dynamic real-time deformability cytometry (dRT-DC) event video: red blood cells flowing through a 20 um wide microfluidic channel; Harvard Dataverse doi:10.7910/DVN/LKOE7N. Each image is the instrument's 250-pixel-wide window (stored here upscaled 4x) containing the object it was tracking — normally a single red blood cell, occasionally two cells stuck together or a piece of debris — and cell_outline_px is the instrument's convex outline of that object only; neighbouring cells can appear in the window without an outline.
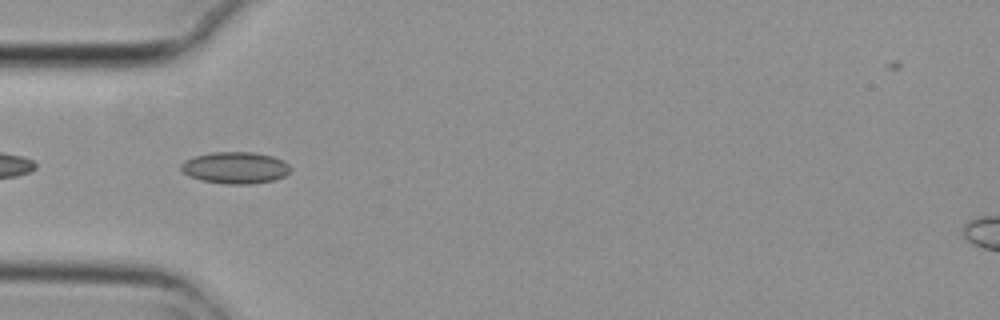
{"species": "common noctule bat (a hibernating species)", "species_latin": "Nyctalus noctula", "temperature_condition": "cold", "stored_images_in_passage": 5, "camera_frame_rate_fps": 3000, "um_per_image_px": 0.085, "animal": {"sex": "female", "body_mass_g": 29.2, "forearm_length_mm": 56.3}, "frame": {"image": 1, "passage_image": 3, "time_ms": 0.667, "image_size_px": [1000, 320], "cell_outline_px": [[292, 168], [284, 176], [272, 180], [248, 184], [228, 184], [200, 180], [188, 176], [180, 168], [180, 164], [184, 160], [192, 156], [212, 152], [252, 152], [272, 156], [284, 160]], "centroid_in_image_um": [19.96, 14.24], "position_along_channel_um": 65.0, "area_um2": 20.29}}
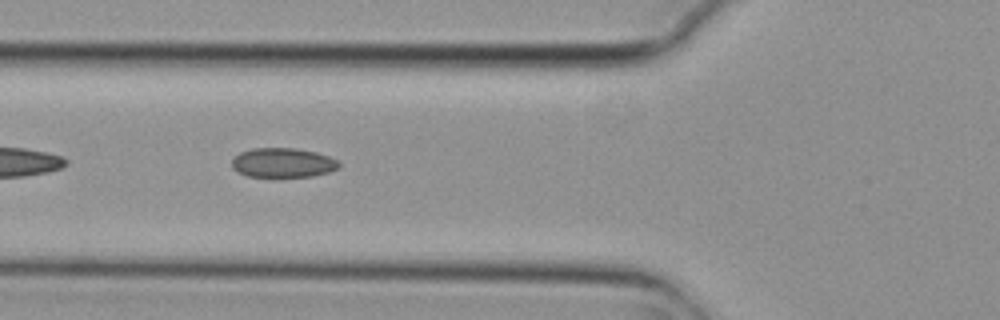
{"frame": {"image": 2, "passage_image": 4, "time_ms": 1.0, "image_size_px": [1000, 320], "cell_outline_px": [[340, 168], [328, 172], [312, 176], [276, 180], [248, 176], [232, 168], [232, 160], [240, 152], [252, 148], [296, 148], [316, 152], [328, 156], [336, 160], [340, 164]], "centroid_in_image_um": [24.04, 13.88], "position_along_channel_um": 101.8, "area_um2": 19.13}}
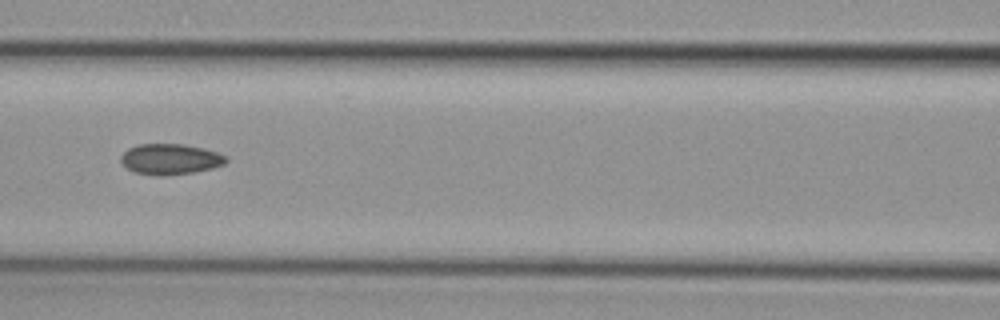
{"frame": {"image": 3, "passage_image": 5, "time_ms": 1.333, "image_size_px": [1000, 320], "cell_outline_px": [[228, 160], [224, 164], [212, 168], [192, 172], [160, 176], [156, 176], [132, 172], [120, 160], [120, 156], [128, 148], [140, 144], [184, 144], [204, 148], [216, 152], [224, 156]], "centroid_in_image_um": [14.44, 13.53], "position_along_channel_um": 152.2, "area_um2": 18.73}}